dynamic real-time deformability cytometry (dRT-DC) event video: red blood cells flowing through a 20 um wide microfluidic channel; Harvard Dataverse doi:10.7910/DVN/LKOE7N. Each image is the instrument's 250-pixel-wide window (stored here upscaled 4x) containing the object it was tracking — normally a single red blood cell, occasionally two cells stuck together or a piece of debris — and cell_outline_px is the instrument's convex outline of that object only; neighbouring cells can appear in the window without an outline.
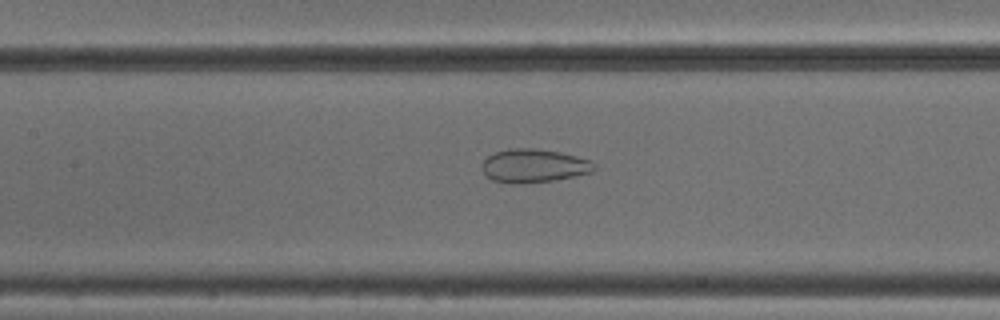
{"species": "common noctule bat (a hibernating species)", "species_latin": "Nyctalus noctula", "temperature_condition": "cold", "stored_images_in_passage": 45, "camera_frame_rate_fps": 3000, "um_per_image_px": 0.085, "animal": {"sex": "male", "body_mass_g": 18.8}, "frame": {"image": 1, "passage_image": 17, "time_ms": 5.333, "image_size_px": [1000, 320], "cell_outline_px": [[596, 168], [592, 172], [552, 180], [520, 184], [508, 184], [492, 180], [484, 172], [484, 160], [488, 156], [496, 152], [508, 148], [536, 148], [560, 152], [592, 160], [596, 164]], "centroid_in_image_um": [45.4, 14.08], "position_along_channel_um": 162.0, "area_um2": 21.85}}
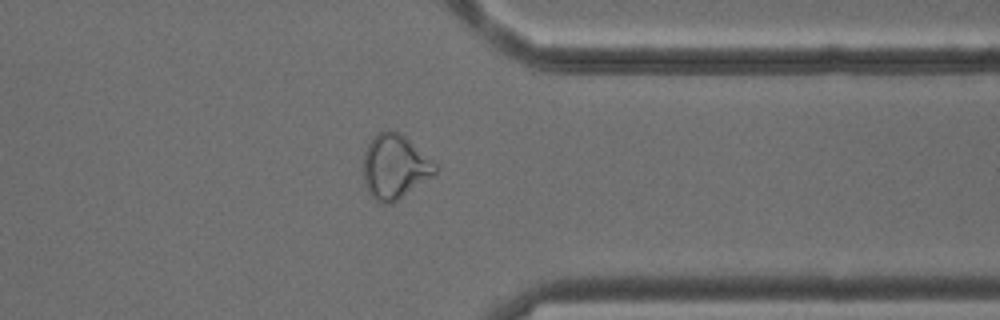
{"frame": {"image": 2, "passage_image": 34, "time_ms": 11.0, "image_size_px": [1000, 320], "cell_outline_px": [[436, 176], [392, 204], [384, 204], [376, 200], [368, 192], [364, 184], [364, 152], [372, 136], [376, 132], [388, 128], [400, 132], [432, 160], [436, 164]], "centroid_in_image_um": [33.56, 14.17], "position_along_channel_um": 377.8, "area_um2": 27.46}}
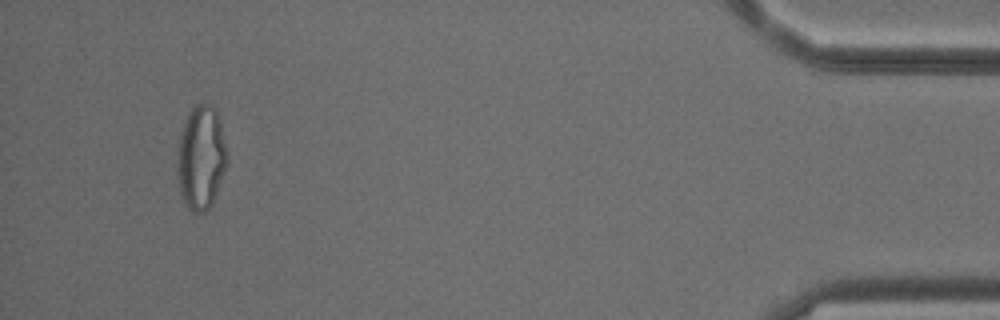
{"frame": {"image": 3, "passage_image": 42, "time_ms": 13.667, "image_size_px": [1000, 320], "cell_outline_px": [[228, 160], [212, 204], [204, 212], [192, 212], [188, 208], [180, 192], [176, 172], [176, 152], [180, 132], [188, 112], [196, 104], [212, 104], [216, 108], [220, 120], [228, 152]], "centroid_in_image_um": [17.07, 13.36], "position_along_channel_um": 418.1, "area_um2": 30.69}, "authors_computed_cell_mechanics": {"area_um2": 27.455, "velocity_mm_per_s": 3.8986, "shape_relaxation_time_tau1_ms": null, "shape_relaxation_time_tau2_ms": 1.3862, "deformation_change_tau1": null, "deformation_change_tau2": 0.0788}}